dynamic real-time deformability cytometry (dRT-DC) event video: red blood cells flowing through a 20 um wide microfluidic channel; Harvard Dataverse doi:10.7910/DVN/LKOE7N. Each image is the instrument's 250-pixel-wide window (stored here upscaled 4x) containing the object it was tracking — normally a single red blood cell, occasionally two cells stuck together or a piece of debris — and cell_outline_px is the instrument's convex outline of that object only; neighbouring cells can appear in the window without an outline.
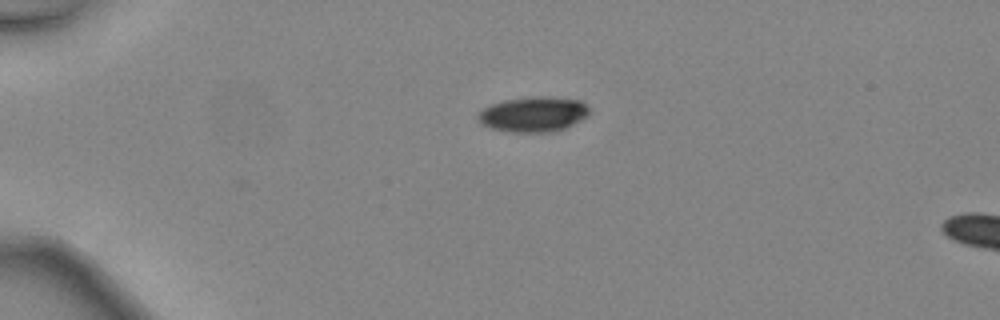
{"species": "common noctule bat (a hibernating species)", "species_latin": "Nyctalus noctula", "temperature_condition": "warm", "stored_images_in_passage": 33, "camera_frame_rate_fps": 3000, "um_per_image_px": 0.085, "animal": {"sex": "female", "body_mass_g": 24.6, "forearm_length_mm": 56.2}, "frame": {"image": 1, "passage_image": 1, "time_ms": 0.0, "image_size_px": [1000, 320], "cell_outline_px": [[588, 116], [564, 128], [552, 132], [512, 132], [492, 128], [480, 124], [476, 120], [476, 116], [484, 108], [492, 104], [504, 100], [528, 96], [548, 96], [580, 100], [588, 108]], "centroid_in_image_um": [45.3, 9.7], "position_along_channel_um": 39.7, "area_um2": 22.83}}
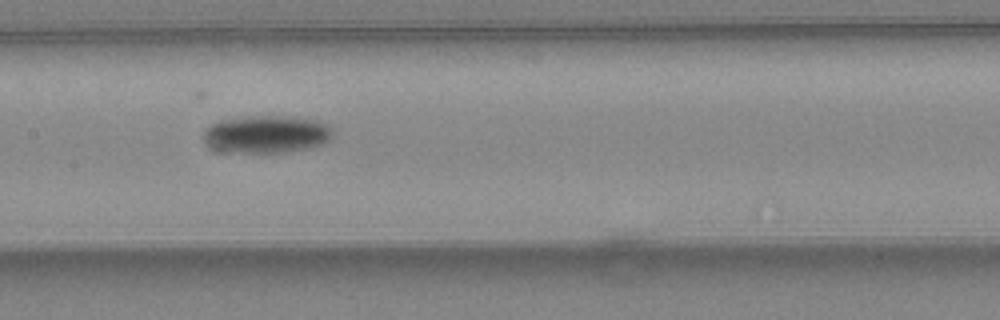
{"frame": {"image": 2, "passage_image": 14, "time_ms": 4.333, "image_size_px": [1000, 320], "cell_outline_px": [[332, 136], [324, 144], [308, 148], [284, 152], [220, 152], [212, 148], [208, 144], [204, 136], [208, 128], [212, 124], [220, 120], [252, 116], [296, 116], [316, 120], [332, 128]], "centroid_in_image_um": [22.68, 11.41], "position_along_channel_um": 184.7, "area_um2": 28.15}}
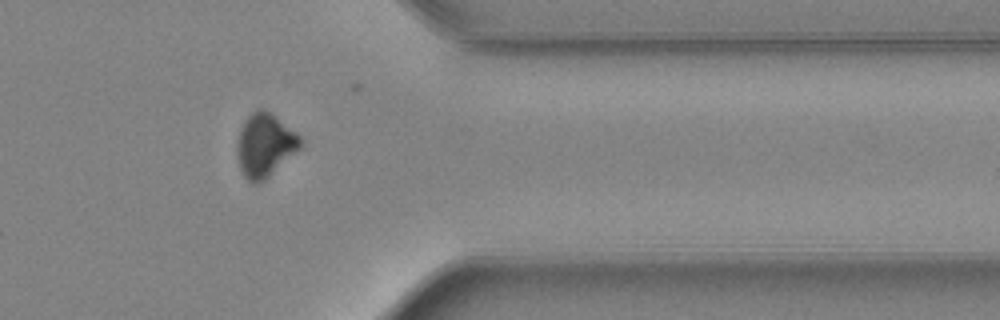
{"frame": {"image": 3, "passage_image": 28, "time_ms": 9.0, "image_size_px": [1000, 320], "cell_outline_px": [[304, 144], [300, 148], [260, 184], [252, 184], [244, 176], [240, 168], [236, 152], [236, 140], [240, 128], [244, 120], [256, 108], [260, 108], [272, 112], [296, 132], [304, 140]], "centroid_in_image_um": [22.5, 12.32], "position_along_channel_um": 388.9, "area_um2": 23.81}, "authors_computed_cell_mechanics": {"area_um2": 25.721, "velocity_mm_per_s": 4.5644, "shape_relaxation_time_tau1_ms": 3.836, "shape_relaxation_time_tau2_ms": null, "deformation_change_tau1": 0.1291, "deformation_change_tau2": null}}